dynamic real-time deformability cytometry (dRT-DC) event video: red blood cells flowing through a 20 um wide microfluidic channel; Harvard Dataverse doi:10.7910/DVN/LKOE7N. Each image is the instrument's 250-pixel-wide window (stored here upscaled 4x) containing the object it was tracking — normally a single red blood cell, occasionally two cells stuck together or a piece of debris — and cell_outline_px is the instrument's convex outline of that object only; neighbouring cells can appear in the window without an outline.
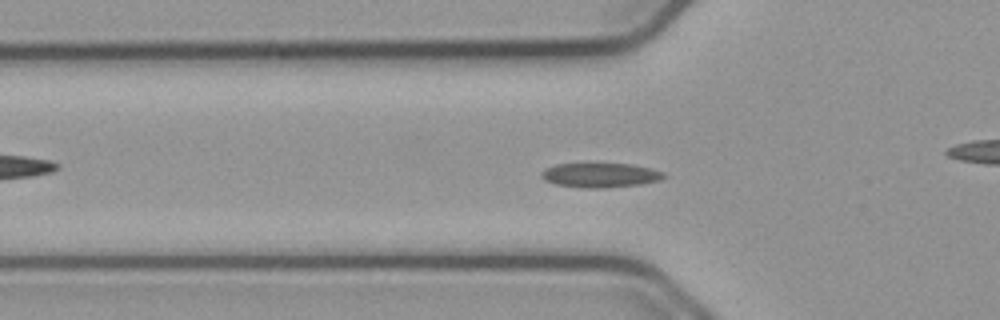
{"species": "common noctule bat (a hibernating species)", "species_latin": "Nyctalus noctula", "temperature_condition": "cold", "stored_images_in_passage": 56, "camera_frame_rate_fps": 3000, "um_per_image_px": 0.085, "animal": {"sex": "male", "body_mass_g": 23.1, "forearm_length_mm": 52.7}, "frame": {"image": 1, "passage_image": 18, "time_ms": 5.667, "image_size_px": [1000, 320], "cell_outline_px": [[668, 176], [660, 180], [640, 184], [604, 188], [584, 188], [556, 184], [544, 180], [540, 176], [540, 172], [544, 168], [556, 164], [632, 164], [664, 172]], "centroid_in_image_um": [51.0, 14.89], "position_along_channel_um": 74.8, "area_um2": 17.46}}
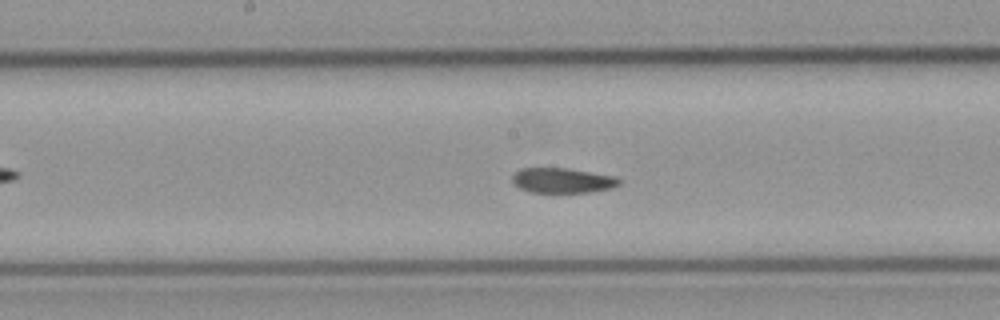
{"frame": {"image": 2, "passage_image": 28, "time_ms": 9.0, "image_size_px": [1000, 320], "cell_outline_px": [[620, 184], [612, 188], [588, 192], [532, 192], [520, 188], [512, 180], [512, 176], [520, 168], [568, 168], [616, 176], [620, 180]], "centroid_in_image_um": [47.83, 15.33], "position_along_channel_um": 200.4, "area_um2": 15.49}}
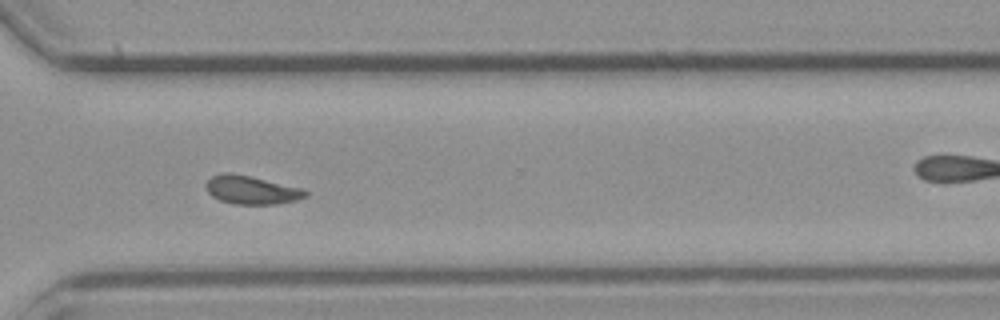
{"frame": {"image": 3, "passage_image": 40, "time_ms": 13.0, "image_size_px": [1000, 320], "cell_outline_px": [[308, 196], [296, 200], [276, 204], [232, 204], [220, 200], [212, 196], [208, 192], [204, 184], [212, 176], [224, 172], [228, 172], [248, 176], [300, 188], [308, 192]], "centroid_in_image_um": [21.33, 16.16], "position_along_channel_um": 349.3, "area_um2": 16.24}}